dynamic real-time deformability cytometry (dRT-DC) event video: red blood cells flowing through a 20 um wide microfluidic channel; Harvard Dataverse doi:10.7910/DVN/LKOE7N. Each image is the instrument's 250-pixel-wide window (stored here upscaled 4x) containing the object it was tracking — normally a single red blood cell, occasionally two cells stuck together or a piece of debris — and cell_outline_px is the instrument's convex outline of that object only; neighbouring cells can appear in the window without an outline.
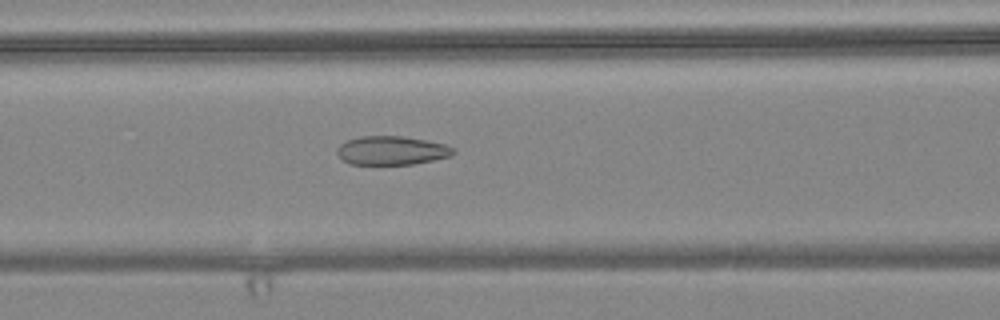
{"species": "common noctule bat (a hibernating species)", "species_latin": "Nyctalus noctula", "temperature_condition": "warm", "stored_images_in_passage": 47, "camera_frame_rate_fps": 3000, "um_per_image_px": 0.085, "animal": {"sex": "female", "body_mass_g": 24.6, "forearm_length_mm": 56.2}, "frame": {"image": 1, "passage_image": 14, "time_ms": 4.333, "image_size_px": [1000, 320], "cell_outline_px": [[456, 152], [452, 156], [412, 164], [348, 164], [340, 160], [336, 152], [336, 148], [340, 144], [348, 140], [360, 136], [404, 136], [444, 144], [452, 148]], "centroid_in_image_um": [33.24, 12.79], "position_along_channel_um": 133.4, "area_um2": 19.54}}
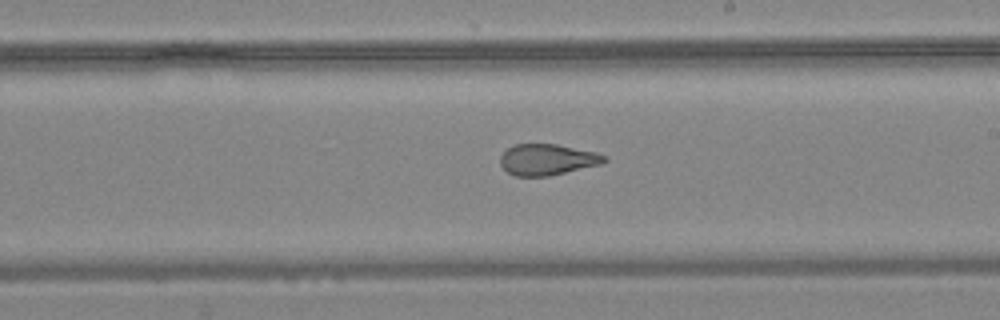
{"frame": {"image": 2, "passage_image": 23, "time_ms": 7.333, "image_size_px": [1000, 320], "cell_outline_px": [[608, 160], [600, 164], [548, 176], [516, 176], [508, 172], [500, 164], [500, 156], [508, 148], [516, 144], [556, 144], [596, 152], [608, 156]], "centroid_in_image_um": [46.53, 13.56], "position_along_channel_um": 242.5, "area_um2": 18.73}}
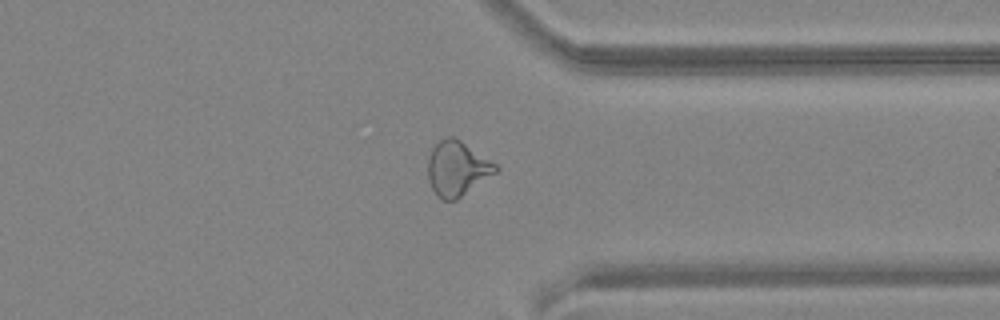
{"frame": {"image": 3, "passage_image": 34, "time_ms": 11.0, "image_size_px": [1000, 320], "cell_outline_px": [[500, 168], [496, 172], [456, 200], [444, 200], [436, 196], [428, 180], [428, 156], [432, 148], [440, 140], [448, 136], [452, 136], [460, 140], [496, 164]], "centroid_in_image_um": [38.83, 14.33], "position_along_channel_um": 372.6, "area_um2": 21.39}, "authors_computed_cell_mechanics": {"area_um2": 21.386, "velocity_mm_per_s": 3.6352, "shape_relaxation_time_tau1_ms": null, "shape_relaxation_time_tau2_ms": 1.5521, "deformation_change_tau1": null, "deformation_change_tau2": 0.08}}